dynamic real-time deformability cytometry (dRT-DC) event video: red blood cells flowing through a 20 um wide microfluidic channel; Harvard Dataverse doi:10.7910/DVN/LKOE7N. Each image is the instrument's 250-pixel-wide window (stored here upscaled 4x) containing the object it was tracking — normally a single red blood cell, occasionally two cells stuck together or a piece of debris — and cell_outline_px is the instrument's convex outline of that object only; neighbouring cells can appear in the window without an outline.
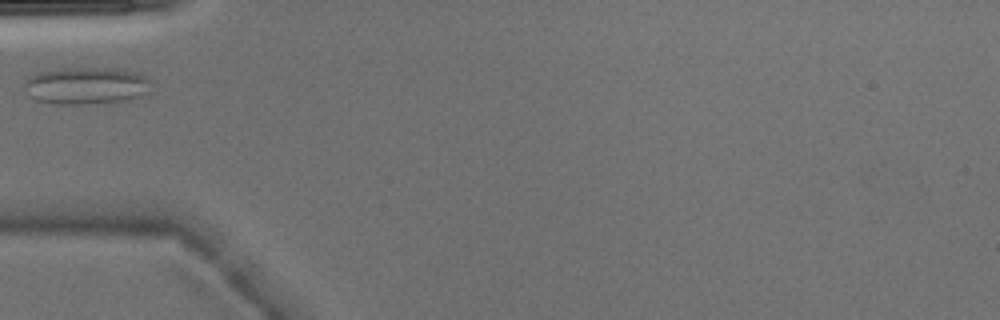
{"species": "Egyptian fruit bat (a non-hibernating species)", "species_latin": "Rousettus aegyptiacus", "temperature_condition": "warm", "stored_images_in_passage": 2, "camera_frame_rate_fps": 3000, "um_per_image_px": 0.085, "animal": {"sex": "male"}, "frame": {"image": 1, "passage_image": 2, "time_ms": 0.333, "image_size_px": [1000, 320], "cell_outline_px": [[148, 92], [140, 96], [128, 100], [80, 104], [56, 104], [36, 100], [28, 96], [24, 88], [24, 84], [28, 76], [40, 72], [72, 68], [108, 68], [136, 72], [148, 76]], "centroid_in_image_um": [7.29, 7.29], "position_along_channel_um": 77.7, "area_um2": 27.22}}